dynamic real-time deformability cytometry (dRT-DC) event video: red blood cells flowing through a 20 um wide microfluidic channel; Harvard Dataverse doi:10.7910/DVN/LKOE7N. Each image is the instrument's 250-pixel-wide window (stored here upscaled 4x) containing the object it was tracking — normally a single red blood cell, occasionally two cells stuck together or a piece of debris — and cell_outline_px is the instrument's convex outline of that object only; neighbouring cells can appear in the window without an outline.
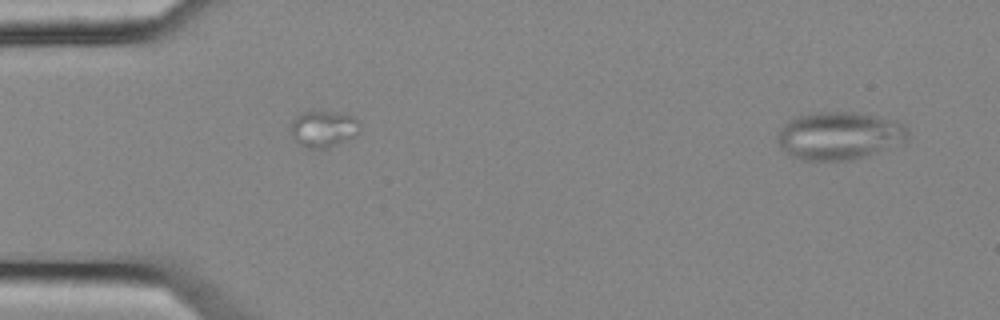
{"species": "common noctule bat (a hibernating species)", "species_latin": "Nyctalus noctula", "temperature_condition": "cold", "stored_images_in_passage": 16, "segment_of_instrument_passage": [1, 2], "camera_frame_rate_fps": 3000, "um_per_image_px": 0.085, "animal": {"sex": "female", "body_mass_g": 25.1}, "frame": {"image": 1, "passage_image": 3, "time_ms": 0.667, "image_size_px": [1000, 320], "cell_outline_px": [[908, 140], [904, 144], [868, 156], [852, 160], [804, 160], [792, 156], [780, 148], [776, 140], [780, 128], [788, 120], [796, 116], [816, 112], [856, 112], [896, 120], [904, 124], [908, 128]], "centroid_in_image_um": [71.38, 11.54], "position_along_channel_um": 13.6, "area_um2": 36.99}}